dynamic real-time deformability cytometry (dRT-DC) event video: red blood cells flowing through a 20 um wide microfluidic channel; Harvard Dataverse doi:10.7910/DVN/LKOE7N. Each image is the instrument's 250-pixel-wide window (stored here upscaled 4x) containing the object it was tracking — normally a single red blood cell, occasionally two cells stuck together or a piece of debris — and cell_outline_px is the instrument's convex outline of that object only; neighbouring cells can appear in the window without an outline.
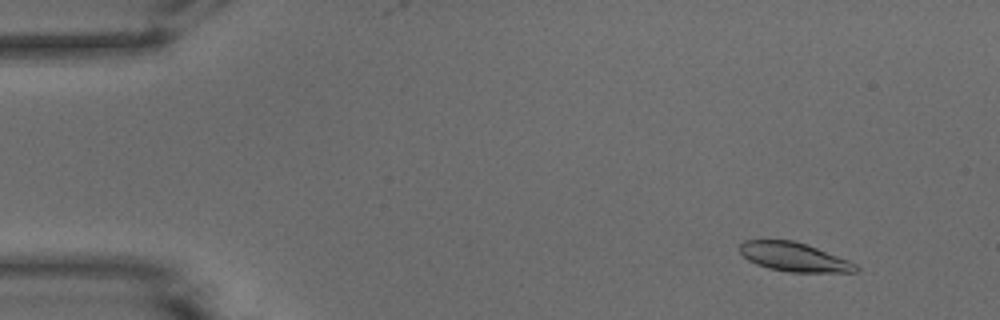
{"species": "common noctule bat (a hibernating species)", "species_latin": "Nyctalus noctula", "temperature_condition": "warm", "stored_images_in_passage": 30, "camera_frame_rate_fps": 3000, "um_per_image_px": 0.085, "animal": {"sex": "male", "body_mass_g": 15.6}, "frame": {"image": 1, "passage_image": 6, "time_ms": 1.667, "image_size_px": [1000, 320], "cell_outline_px": [[860, 268], [856, 272], [788, 272], [768, 268], [756, 264], [748, 260], [740, 252], [740, 244], [744, 240], [792, 240], [816, 248], [848, 260], [856, 264]], "centroid_in_image_um": [67.48, 21.85], "position_along_channel_um": 17.5, "area_um2": 19.36}}
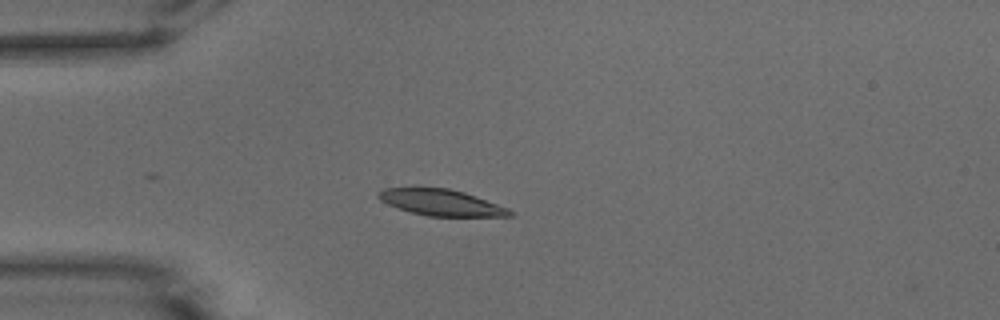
{"frame": {"image": 2, "passage_image": 15, "time_ms": 4.667, "image_size_px": [1000, 320], "cell_outline_px": [[512, 216], [428, 216], [412, 212], [388, 204], [380, 200], [376, 196], [376, 192], [384, 188], [448, 188], [464, 192], [508, 208], [512, 212]], "centroid_in_image_um": [37.47, 17.21], "position_along_channel_um": 47.5, "area_um2": 19.77}}